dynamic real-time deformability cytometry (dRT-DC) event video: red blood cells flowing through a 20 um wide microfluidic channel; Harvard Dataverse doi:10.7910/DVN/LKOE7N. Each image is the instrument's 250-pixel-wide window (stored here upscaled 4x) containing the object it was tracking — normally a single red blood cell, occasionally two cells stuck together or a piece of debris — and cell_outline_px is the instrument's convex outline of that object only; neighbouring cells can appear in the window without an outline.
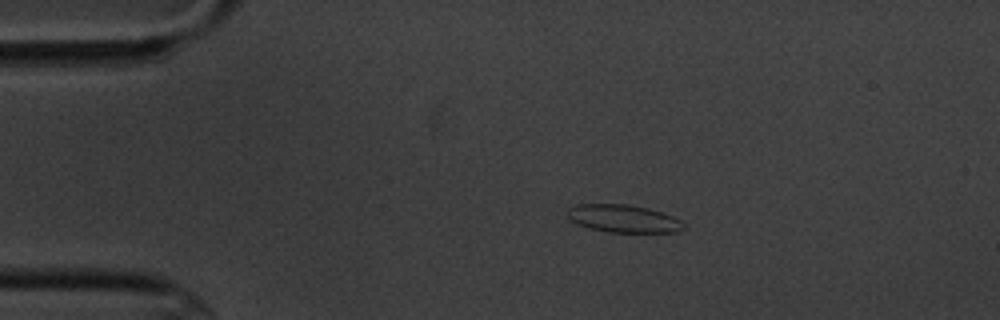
{"species": "common noctule bat (a hibernating species)", "species_latin": "Nyctalus noctula", "temperature_condition": "cold", "stored_images_in_passage": 5, "camera_frame_rate_fps": 3000, "um_per_image_px": 0.085, "animal": {"sex": "male", "body_mass_g": 20.1, "forearm_length_mm": 53.5}, "frame": {"image": 1, "passage_image": 2, "time_ms": 1.0, "image_size_px": [1000, 320], "cell_outline_px": [[684, 228], [676, 232], [608, 232], [588, 228], [576, 224], [568, 220], [568, 208], [576, 204], [628, 204], [648, 208], [672, 216], [680, 220], [684, 224]], "centroid_in_image_um": [52.94, 18.58], "position_along_channel_um": 32.1, "area_um2": 18.84}}
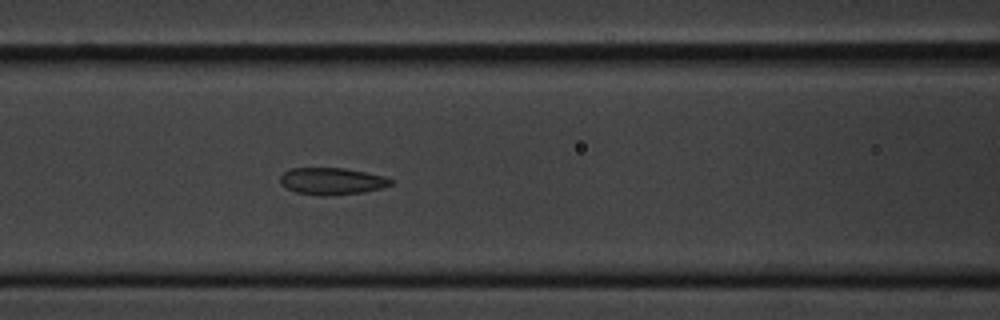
{"frame": {"image": 2, "passage_image": 5, "time_ms": 5.333, "image_size_px": [1000, 320], "cell_outline_px": [[396, 180], [392, 184], [380, 188], [364, 192], [328, 196], [320, 196], [296, 192], [280, 184], [280, 176], [284, 172], [292, 168], [344, 168], [384, 176]], "centroid_in_image_um": [28.22, 15.4], "position_along_channel_um": 138.4, "area_um2": 17.4}}